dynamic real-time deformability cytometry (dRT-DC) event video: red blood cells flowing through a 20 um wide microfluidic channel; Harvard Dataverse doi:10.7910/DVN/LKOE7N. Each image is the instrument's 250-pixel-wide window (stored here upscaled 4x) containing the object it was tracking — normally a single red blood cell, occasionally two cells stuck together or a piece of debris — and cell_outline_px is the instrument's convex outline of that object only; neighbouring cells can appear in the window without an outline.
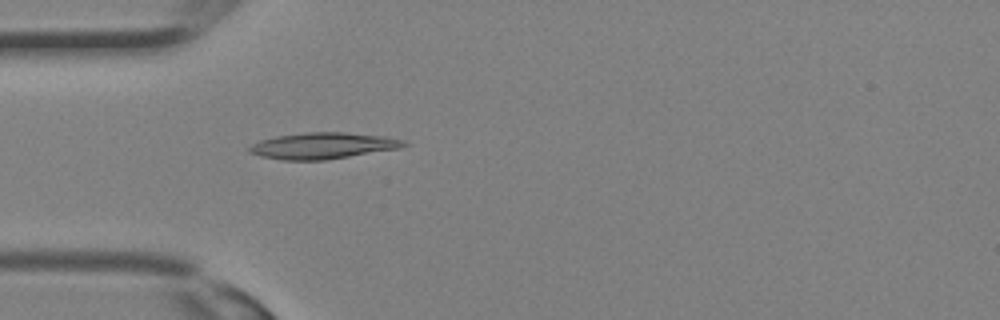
{"species": "Egyptian fruit bat (a non-hibernating species)", "species_latin": "Rousettus aegyptiacus", "temperature_condition": "room temperature", "stored_images_in_passage": 15, "camera_frame_rate_fps": 3000, "um_per_image_px": 0.085, "animal": {"sex": "female"}, "frame": {"image": 1, "passage_image": 5, "time_ms": 1.333, "image_size_px": [1000, 320], "cell_outline_px": [[408, 144], [400, 148], [324, 160], [280, 160], [260, 156], [248, 152], [248, 148], [252, 144], [260, 140], [276, 136], [304, 132], [344, 132], [384, 136], [404, 140]], "centroid_in_image_um": [27.41, 12.38], "position_along_channel_um": 57.6, "area_um2": 23.64}}
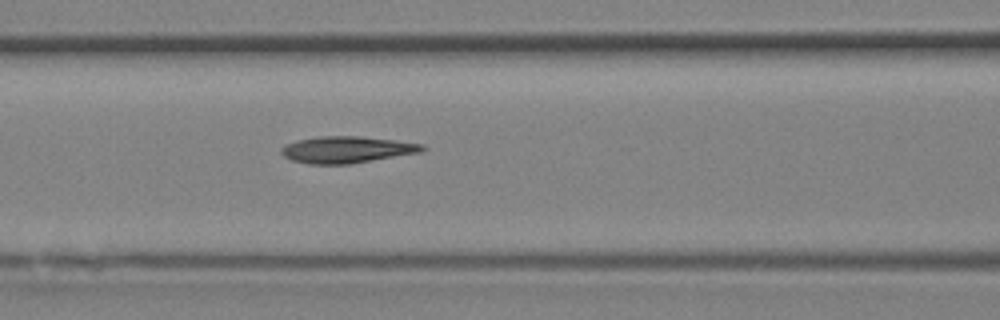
{"frame": {"image": 2, "passage_image": 9, "time_ms": 2.667, "image_size_px": [1000, 320], "cell_outline_px": [[428, 148], [420, 152], [348, 164], [308, 164], [292, 160], [284, 156], [280, 152], [280, 148], [284, 144], [296, 140], [316, 136], [360, 136], [424, 144]], "centroid_in_image_um": [29.42, 12.71], "position_along_channel_um": 137.2, "area_um2": 21.91}}
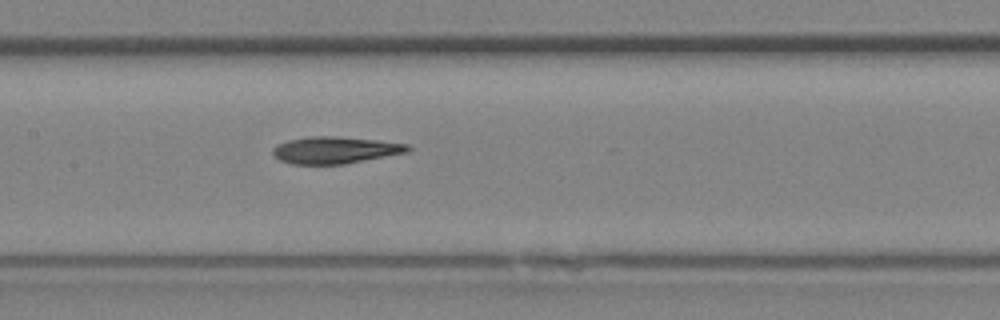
{"frame": {"image": 3, "passage_image": 11, "time_ms": 3.333, "image_size_px": [1000, 320], "cell_outline_px": [[412, 148], [408, 152], [344, 164], [292, 164], [280, 160], [272, 156], [272, 148], [276, 144], [288, 140], [312, 136], [332, 136], [376, 140], [408, 144]], "centroid_in_image_um": [28.45, 12.76], "position_along_channel_um": 179.0, "area_um2": 21.15}}